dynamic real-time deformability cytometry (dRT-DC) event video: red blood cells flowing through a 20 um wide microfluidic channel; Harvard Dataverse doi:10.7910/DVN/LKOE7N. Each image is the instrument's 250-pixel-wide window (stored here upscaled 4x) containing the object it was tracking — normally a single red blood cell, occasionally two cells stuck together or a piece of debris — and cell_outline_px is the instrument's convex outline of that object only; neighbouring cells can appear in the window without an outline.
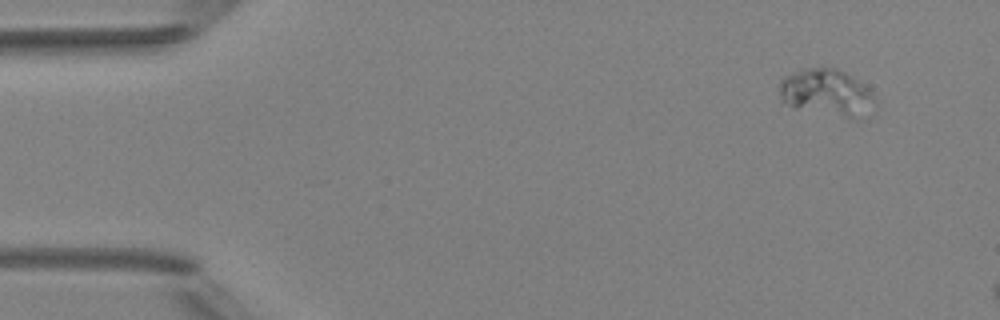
{"species": "Egyptian fruit bat (a non-hibernating species)", "species_latin": "Rousettus aegyptiacus", "temperature_condition": "room temperature", "stored_images_in_passage": 3, "camera_frame_rate_fps": 3000, "um_per_image_px": 0.085, "animal": {"sex": "female"}, "frame": {"image": 1, "passage_image": 1, "time_ms": 0.0, "image_size_px": [1000, 320], "cell_outline_px": [[876, 104], [860, 120], [856, 120], [792, 108], [780, 104], [780, 80], [784, 76], [792, 72], [804, 68], [836, 68], [852, 76], [868, 88], [872, 92], [876, 100]], "centroid_in_image_um": [70.25, 7.91], "position_along_channel_um": 14.7, "area_um2": 26.82}}